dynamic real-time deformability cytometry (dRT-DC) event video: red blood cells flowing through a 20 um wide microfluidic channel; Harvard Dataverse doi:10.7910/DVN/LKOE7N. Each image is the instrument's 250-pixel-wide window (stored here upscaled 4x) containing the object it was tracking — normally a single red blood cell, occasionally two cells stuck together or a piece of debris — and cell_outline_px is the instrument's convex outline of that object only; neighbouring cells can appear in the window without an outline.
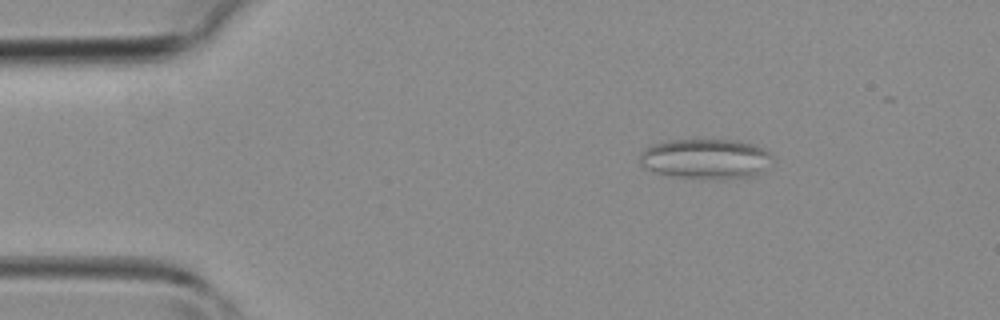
{"species": "common noctule bat (a hibernating species)", "species_latin": "Nyctalus noctula", "temperature_condition": "room temperature", "stored_images_in_passage": 30, "camera_frame_rate_fps": 3000, "um_per_image_px": 0.085, "animal": {"sex": "female", "body_mass_g": 19.3, "forearm_length_mm": 54.1}, "frame": {"image": 1, "passage_image": 1, "time_ms": 0.0, "image_size_px": [1000, 320], "cell_outline_px": [[772, 156], [760, 172], [752, 176], [724, 180], [716, 180], [676, 176], [656, 172], [644, 168], [640, 164], [640, 152], [644, 148], [652, 144], [668, 140], [740, 140], [756, 144], [764, 148]], "centroid_in_image_um": [59.96, 13.49], "position_along_channel_um": 25.0, "area_um2": 31.15}}
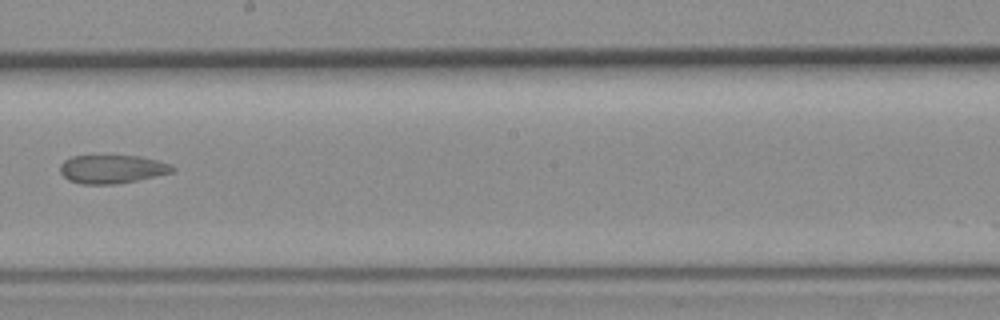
{"frame": {"image": 2, "passage_image": 18, "time_ms": 5.667, "image_size_px": [1000, 320], "cell_outline_px": [[176, 168], [172, 172], [136, 180], [116, 184], [80, 184], [68, 180], [60, 172], [60, 164], [64, 160], [72, 156], [140, 156], [172, 164]], "centroid_in_image_um": [9.51, 14.37], "position_along_channel_um": 238.7, "area_um2": 18.55}}
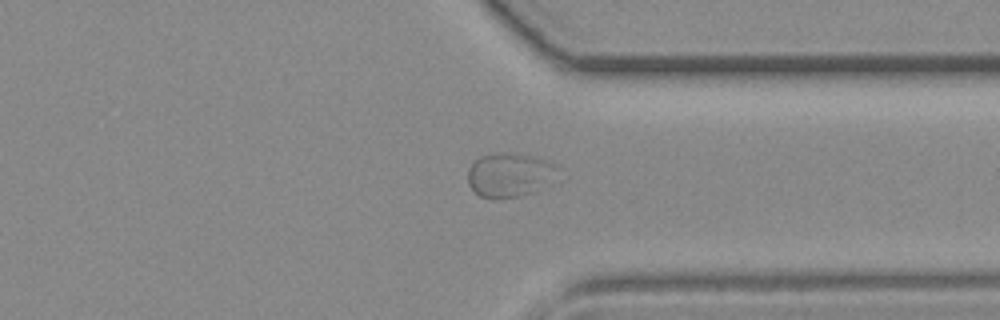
{"frame": {"image": 3, "passage_image": 26, "time_ms": 8.333, "image_size_px": [1000, 320], "cell_outline_px": [[556, 164], [532, 192], [520, 196], [496, 200], [480, 196], [468, 184], [468, 168], [480, 156], [528, 156], [548, 160]], "centroid_in_image_um": [43.11, 14.93], "position_along_channel_um": 368.3, "area_um2": 21.04}}